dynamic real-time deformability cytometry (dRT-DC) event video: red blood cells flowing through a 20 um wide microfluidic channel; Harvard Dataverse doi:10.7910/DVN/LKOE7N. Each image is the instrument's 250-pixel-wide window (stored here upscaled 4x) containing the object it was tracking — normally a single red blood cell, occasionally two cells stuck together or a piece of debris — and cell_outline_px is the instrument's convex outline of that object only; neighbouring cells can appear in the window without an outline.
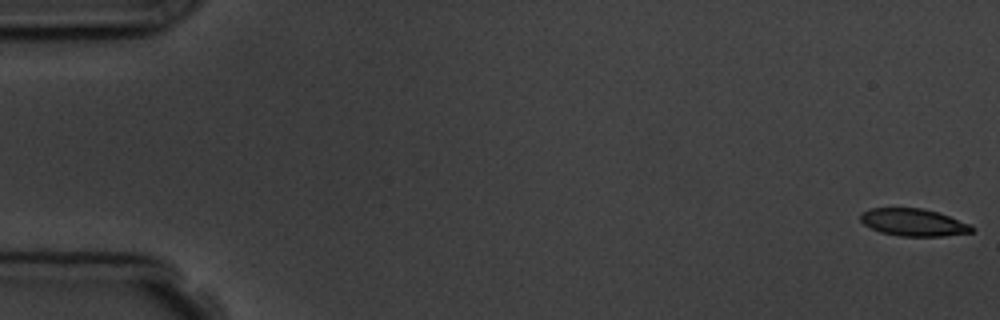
{"species": "common noctule bat (a hibernating species)", "species_latin": "Nyctalus noctula", "temperature_condition": "room temperature", "stored_images_in_passage": 9, "camera_frame_rate_fps": 3000, "um_per_image_px": 0.085, "animal": {"sex": "male", "body_mass_g": 19.5, "forearm_length_mm": 54.6}, "frame": {"image": 1, "passage_image": 1, "time_ms": 0.0, "image_size_px": [1000, 320], "cell_outline_px": [[976, 228], [972, 232], [944, 236], [900, 236], [880, 232], [864, 224], [860, 220], [860, 212], [872, 208], [920, 208], [936, 212], [972, 224]], "centroid_in_image_um": [77.66, 18.9], "position_along_channel_um": 7.3, "area_um2": 17.74}}
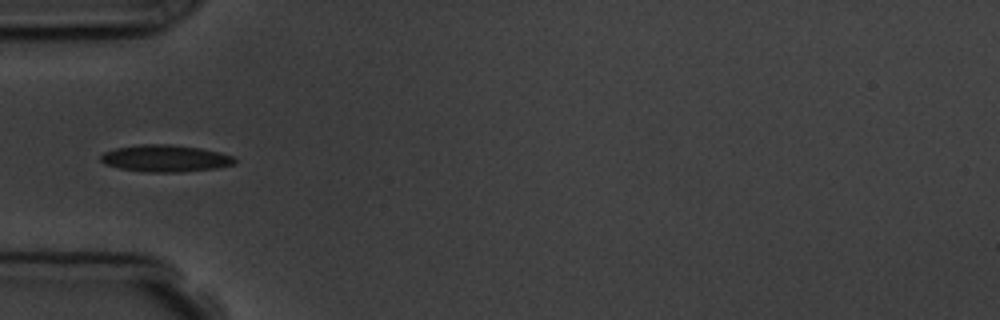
{"frame": {"image": 2, "passage_image": 6, "time_ms": 5.667, "image_size_px": [1000, 320], "cell_outline_px": [[236, 164], [216, 168], [180, 172], [144, 172], [120, 168], [104, 164], [100, 160], [100, 156], [104, 152], [116, 148], [140, 144], [168, 144], [200, 148], [220, 152], [232, 156], [236, 160]], "centroid_in_image_um": [14.05, 13.46], "position_along_channel_um": 71.0, "area_um2": 21.04}}